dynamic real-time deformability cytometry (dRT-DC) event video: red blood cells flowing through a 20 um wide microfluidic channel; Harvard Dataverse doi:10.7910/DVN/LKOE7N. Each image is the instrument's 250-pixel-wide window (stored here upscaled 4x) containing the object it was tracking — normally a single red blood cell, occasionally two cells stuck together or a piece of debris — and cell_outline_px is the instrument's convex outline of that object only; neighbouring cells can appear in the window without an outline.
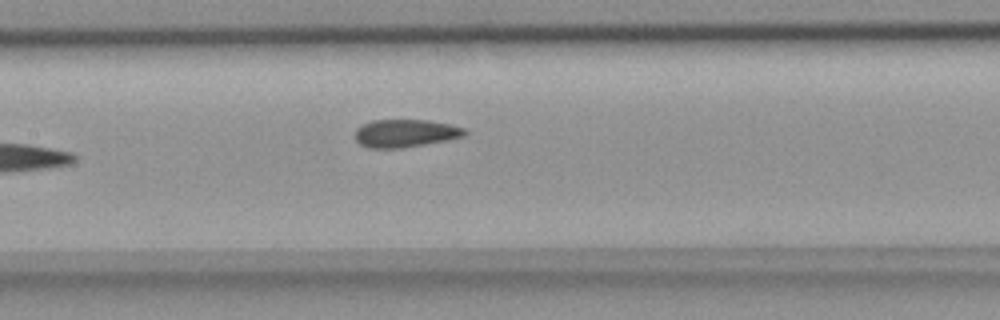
{"species": "common noctule bat (a hibernating species)", "species_latin": "Nyctalus noctula", "temperature_condition": "room temperature", "stored_images_in_passage": 7, "camera_frame_rate_fps": 3000, "um_per_image_px": 0.085, "animal": {"sex": "female", "body_mass_g": 18.4}, "frame": {"image": 1, "passage_image": 7, "time_ms": 2.0, "image_size_px": [1000, 320], "cell_outline_px": [[468, 132], [464, 136], [448, 140], [404, 148], [368, 148], [360, 144], [356, 140], [356, 128], [360, 124], [372, 120], [428, 120], [468, 128]], "centroid_in_image_um": [34.47, 11.33], "position_along_channel_um": 172.9, "area_um2": 18.03}}